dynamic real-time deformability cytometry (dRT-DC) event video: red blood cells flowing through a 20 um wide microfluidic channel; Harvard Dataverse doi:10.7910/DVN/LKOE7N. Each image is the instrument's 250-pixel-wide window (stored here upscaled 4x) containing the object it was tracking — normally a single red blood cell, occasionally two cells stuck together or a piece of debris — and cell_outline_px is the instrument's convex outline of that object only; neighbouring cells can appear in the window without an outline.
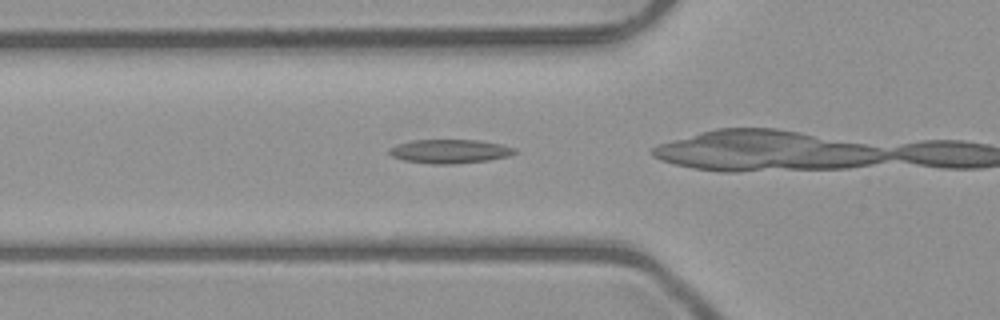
{"species": "common noctule bat (a hibernating species)", "species_latin": "Nyctalus noctula", "temperature_condition": "room temperature", "stored_images_in_passage": 14, "camera_frame_rate_fps": 3000, "um_per_image_px": 0.085, "animal": {"sex": "male", "body_mass_g": 23.1, "forearm_length_mm": 52.7}, "frame": {"image": 1, "passage_image": 13, "time_ms": 4.0, "image_size_px": [1000, 320], "cell_outline_px": [[516, 152], [508, 156], [488, 160], [452, 164], [432, 164], [404, 160], [392, 156], [388, 152], [388, 148], [412, 140], [480, 140], [500, 144], [516, 148]], "centroid_in_image_um": [38.23, 12.86], "position_along_channel_um": 87.6, "area_um2": 17.34}}